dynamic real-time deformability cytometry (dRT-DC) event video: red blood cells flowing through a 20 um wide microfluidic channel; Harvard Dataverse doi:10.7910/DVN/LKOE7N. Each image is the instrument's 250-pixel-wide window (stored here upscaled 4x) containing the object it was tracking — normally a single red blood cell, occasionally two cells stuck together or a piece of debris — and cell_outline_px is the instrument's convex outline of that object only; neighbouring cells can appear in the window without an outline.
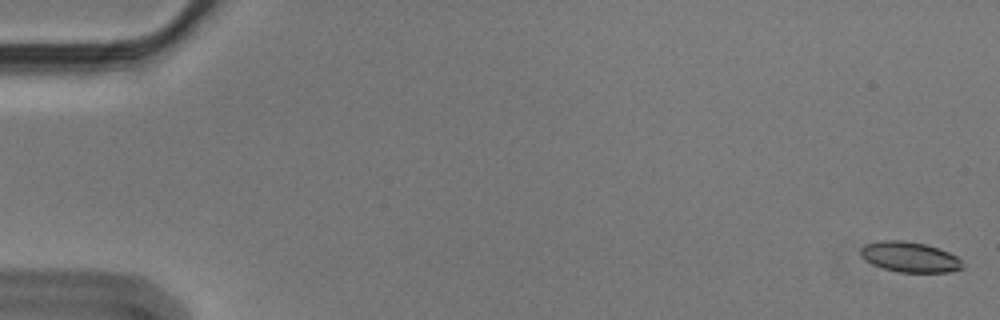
{"species": "Egyptian fruit bat (a non-hibernating species)", "species_latin": "Rousettus aegyptiacus", "temperature_condition": "cold", "stored_images_in_passage": 59, "segment_of_instrument_passage": [1, 2], "camera_frame_rate_fps": 3000, "um_per_image_px": 0.085, "animal": {"sex": "male"}, "frame": {"image": 1, "passage_image": 2, "time_ms": 0.333, "image_size_px": [1000, 320], "cell_outline_px": [[964, 268], [948, 272], [896, 272], [872, 264], [864, 260], [860, 256], [860, 248], [864, 244], [880, 240], [904, 240], [924, 244], [948, 252], [956, 256], [960, 260]], "centroid_in_image_um": [77.27, 21.84], "position_along_channel_um": 7.7, "area_um2": 18.03}}
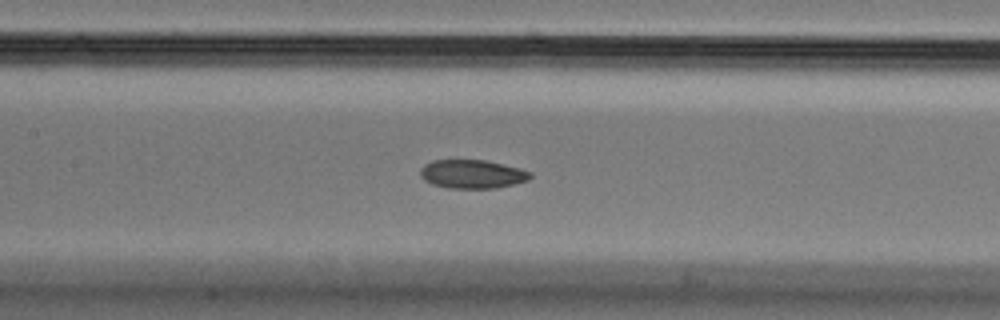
{"frame": {"image": 2, "passage_image": 28, "time_ms": 9.0, "image_size_px": [1000, 320], "cell_outline_px": [[532, 176], [528, 180], [496, 188], [448, 188], [432, 184], [424, 180], [420, 176], [420, 168], [424, 164], [432, 160], [484, 160], [520, 168], [532, 172]], "centroid_in_image_um": [40.12, 14.79], "position_along_channel_um": 167.3, "area_um2": 18.38}}
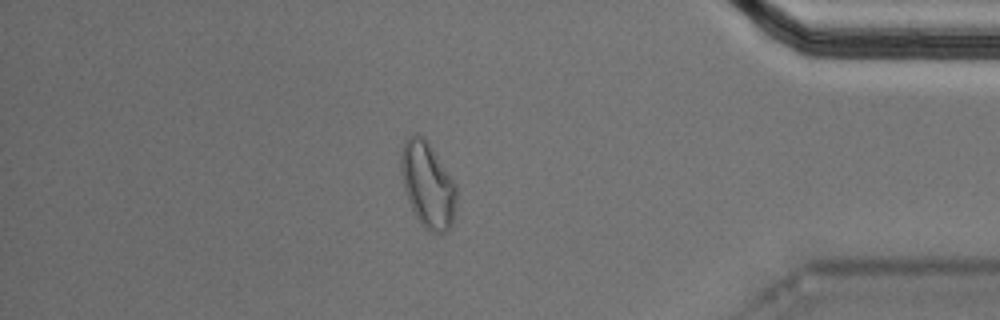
{"frame": {"image": 3, "passage_image": 50, "time_ms": 16.333, "image_size_px": [1000, 320], "cell_outline_px": [[456, 208], [452, 224], [448, 232], [428, 232], [424, 228], [416, 216], [408, 200], [404, 188], [400, 168], [400, 152], [404, 140], [408, 136], [424, 136], [456, 184]], "centroid_in_image_um": [36.35, 15.73], "position_along_channel_um": 398.8, "area_um2": 27.69}}